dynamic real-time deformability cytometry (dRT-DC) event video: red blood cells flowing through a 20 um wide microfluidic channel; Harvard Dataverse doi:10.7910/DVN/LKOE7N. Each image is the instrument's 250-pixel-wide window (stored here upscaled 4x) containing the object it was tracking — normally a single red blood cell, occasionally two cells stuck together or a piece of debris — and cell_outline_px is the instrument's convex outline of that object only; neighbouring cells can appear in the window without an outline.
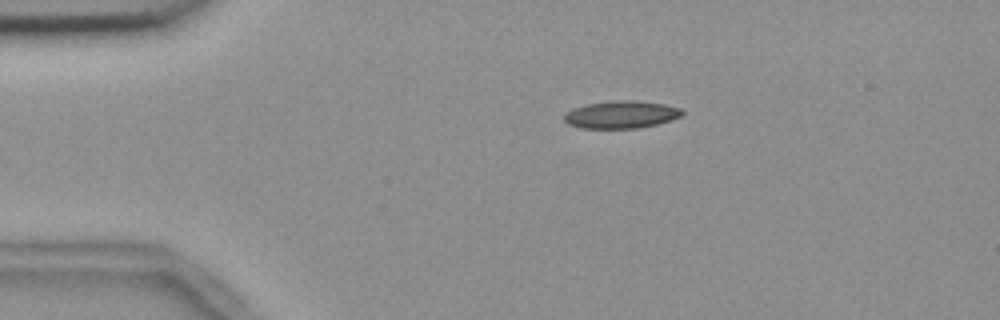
{"species": "common noctule bat (a hibernating species)", "species_latin": "Nyctalus noctula", "temperature_condition": "room temperature", "stored_images_in_passage": 2, "camera_frame_rate_fps": 3000, "um_per_image_px": 0.085, "animal": {"sex": "female", "body_mass_g": 18.4}, "frame": {"image": 1, "passage_image": 1, "time_ms": 0.0, "image_size_px": [1000, 320], "cell_outline_px": [[684, 112], [680, 116], [672, 120], [640, 128], [580, 128], [568, 124], [564, 120], [564, 116], [572, 108], [588, 104], [616, 100], [632, 100], [664, 104], [680, 108]], "centroid_in_image_um": [52.8, 9.74], "position_along_channel_um": 32.2, "area_um2": 18.79}}